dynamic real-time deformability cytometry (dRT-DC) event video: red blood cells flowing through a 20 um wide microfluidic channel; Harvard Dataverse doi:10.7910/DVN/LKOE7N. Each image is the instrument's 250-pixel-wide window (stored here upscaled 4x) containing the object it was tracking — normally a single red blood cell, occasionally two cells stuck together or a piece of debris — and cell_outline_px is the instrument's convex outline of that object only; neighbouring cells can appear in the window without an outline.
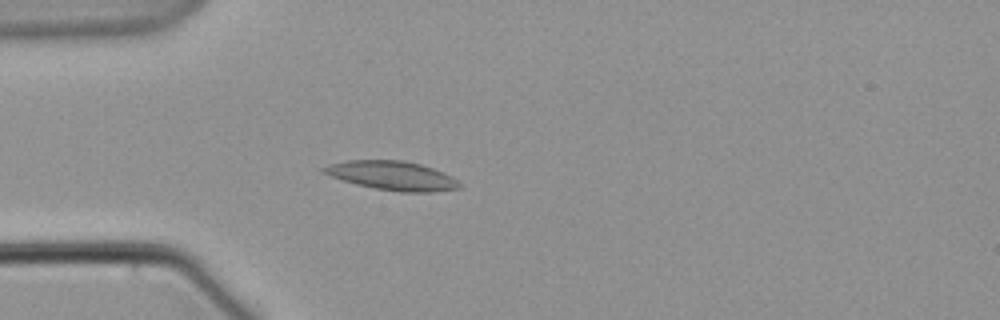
{"species": "common noctule bat (a hibernating species)", "species_latin": "Nyctalus noctula", "temperature_condition": "warm", "stored_images_in_passage": 53, "camera_frame_rate_fps": 3000, "um_per_image_px": 0.085, "animal": {"sex": "male", "body_mass_g": 21.5, "forearm_length_mm": 52.0}, "frame": {"image": 1, "passage_image": 18, "time_ms": 5.667, "image_size_px": [1000, 320], "cell_outline_px": [[464, 184], [460, 188], [432, 192], [400, 192], [376, 188], [356, 184], [320, 172], [320, 168], [328, 164], [348, 160], [404, 160], [420, 164], [444, 172], [452, 176]], "centroid_in_image_um": [33.37, 14.92], "position_along_channel_um": 51.6, "area_um2": 23.06}}
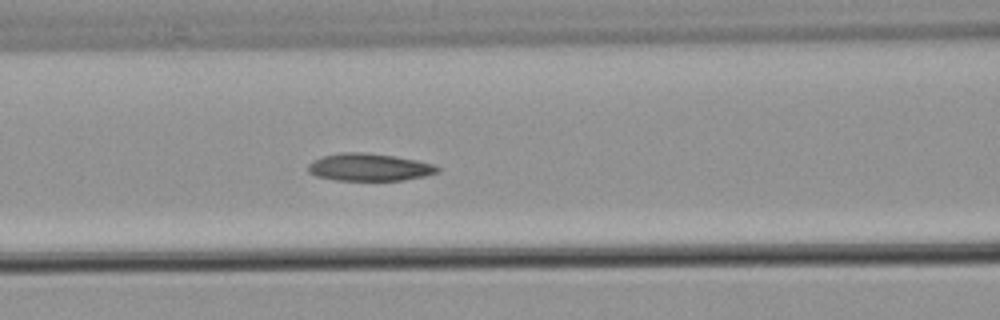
{"frame": {"image": 2, "passage_image": 26, "time_ms": 8.333, "image_size_px": [1000, 320], "cell_outline_px": [[440, 172], [424, 176], [404, 180], [336, 180], [316, 176], [308, 172], [308, 164], [312, 160], [324, 156], [340, 152], [364, 152], [392, 156], [416, 160], [436, 164], [440, 168]], "centroid_in_image_um": [31.39, 14.21], "position_along_channel_um": 135.2, "area_um2": 20.75}}
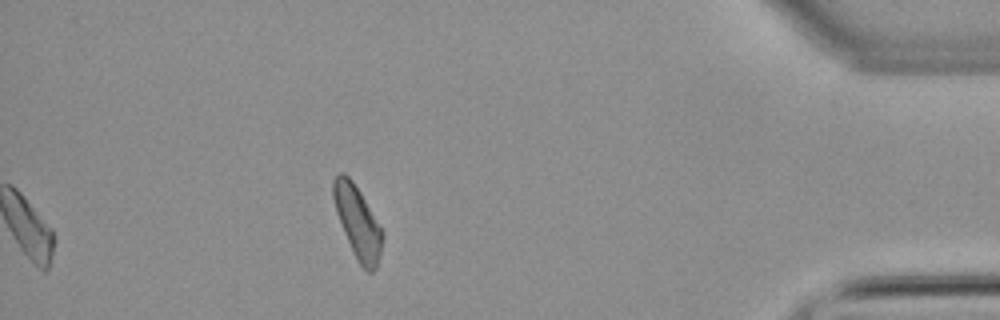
{"frame": {"image": 3, "passage_image": 53, "time_ms": 17.333, "image_size_px": [1000, 320], "cell_outline_px": [[384, 236], [380, 256], [376, 268], [372, 272], [368, 272], [356, 260], [344, 232], [336, 212], [332, 196], [332, 180], [340, 172], [344, 172], [352, 180], [360, 192], [384, 232]], "centroid_in_image_um": [30.4, 18.88], "position_along_channel_um": 404.8, "area_um2": 20.63}}